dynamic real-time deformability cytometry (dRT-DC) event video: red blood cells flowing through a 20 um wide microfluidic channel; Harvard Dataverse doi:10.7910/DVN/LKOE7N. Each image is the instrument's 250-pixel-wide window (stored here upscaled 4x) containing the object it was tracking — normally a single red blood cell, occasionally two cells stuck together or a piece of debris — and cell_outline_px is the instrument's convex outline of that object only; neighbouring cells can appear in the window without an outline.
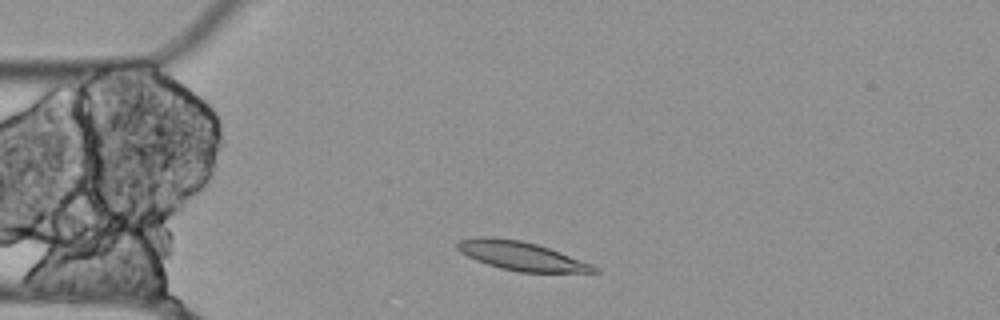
{"species": "Egyptian fruit bat (a non-hibernating species)", "species_latin": "Rousettus aegyptiacus", "temperature_condition": "cold", "stored_images_in_passage": 9, "camera_frame_rate_fps": 3000, "um_per_image_px": 0.085, "animal": {"sex": "female"}, "frame": {"image": 1, "passage_image": 5, "time_ms": 1.333, "image_size_px": [1000, 320], "cell_outline_px": [[600, 272], [520, 272], [500, 268], [476, 260], [460, 252], [456, 248], [456, 244], [460, 240], [480, 236], [520, 240], [536, 244], [560, 252], [592, 264], [600, 268]], "centroid_in_image_um": [44.31, 21.76], "position_along_channel_um": 40.7, "area_um2": 22.66}}